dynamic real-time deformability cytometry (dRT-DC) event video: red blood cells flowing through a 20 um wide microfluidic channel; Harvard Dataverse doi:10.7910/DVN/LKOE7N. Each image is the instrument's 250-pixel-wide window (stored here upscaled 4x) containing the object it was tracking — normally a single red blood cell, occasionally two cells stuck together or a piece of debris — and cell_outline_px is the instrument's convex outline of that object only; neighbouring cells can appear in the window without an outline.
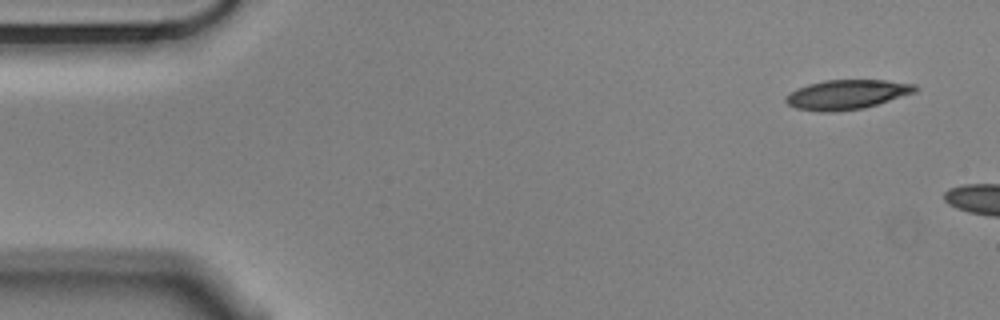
{"species": "Egyptian fruit bat (a non-hibernating species)", "species_latin": "Rousettus aegyptiacus", "temperature_condition": "cold", "stored_images_in_passage": 9, "camera_frame_rate_fps": 3000, "um_per_image_px": 0.085, "animal": {"sex": "male"}, "frame": {"image": 1, "passage_image": 1, "time_ms": 0.0, "image_size_px": [1000, 320], "cell_outline_px": [[920, 88], [916, 92], [864, 108], [832, 112], [820, 112], [796, 108], [788, 104], [784, 100], [784, 96], [796, 88], [808, 84], [824, 80], [884, 80], [916, 84]], "centroid_in_image_um": [71.97, 8.03], "position_along_channel_um": 13.0, "area_um2": 22.43}}